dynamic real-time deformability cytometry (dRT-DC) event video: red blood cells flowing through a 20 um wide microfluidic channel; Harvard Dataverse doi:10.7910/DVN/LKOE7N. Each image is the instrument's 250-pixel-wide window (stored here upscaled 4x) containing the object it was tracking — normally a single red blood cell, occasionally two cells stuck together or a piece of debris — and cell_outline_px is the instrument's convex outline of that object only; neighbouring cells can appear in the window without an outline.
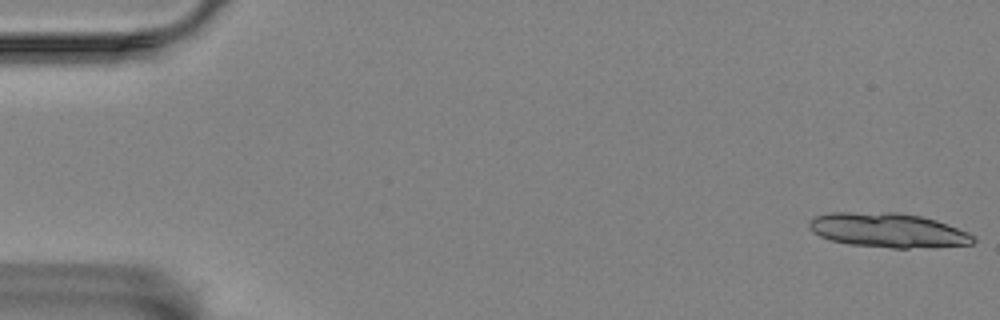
{"species": "Egyptian fruit bat (a non-hibernating species)", "species_latin": "Rousettus aegyptiacus", "temperature_condition": "room temperature", "stored_images_in_passage": 16, "camera_frame_rate_fps": 3000, "um_per_image_px": 0.085, "animal": {"sex": "female"}, "frame": {"image": 1, "passage_image": 1, "time_ms": 0.0, "image_size_px": [1000, 320], "cell_outline_px": [[976, 240], [972, 244], [932, 248], [892, 248], [848, 244], [832, 240], [820, 236], [812, 232], [808, 228], [808, 220], [816, 216], [828, 212], [896, 212], [920, 216], [936, 220], [948, 224], [968, 232], [976, 236]], "centroid_in_image_um": [75.49, 19.57], "position_along_channel_um": 9.5, "area_um2": 33.41}}